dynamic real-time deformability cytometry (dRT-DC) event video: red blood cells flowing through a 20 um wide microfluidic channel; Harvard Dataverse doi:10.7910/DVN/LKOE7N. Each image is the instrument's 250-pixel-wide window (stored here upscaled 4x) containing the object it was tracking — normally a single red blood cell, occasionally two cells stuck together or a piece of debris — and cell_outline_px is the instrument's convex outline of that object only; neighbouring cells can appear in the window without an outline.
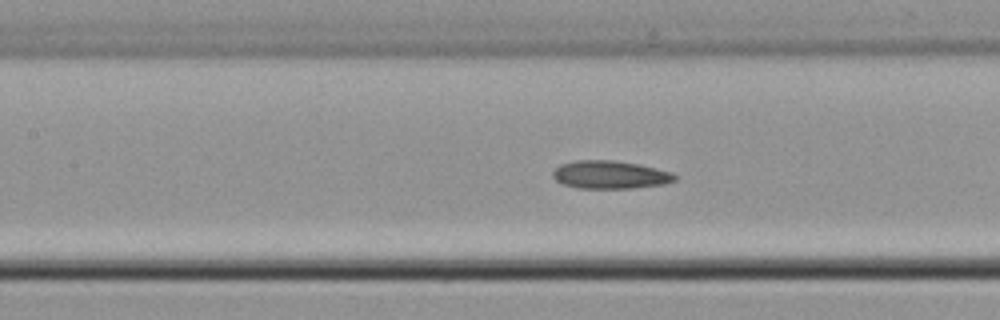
{"species": "common noctule bat (a hibernating species)", "species_latin": "Nyctalus noctula", "temperature_condition": "cold", "stored_images_in_passage": 10, "camera_frame_rate_fps": 3000, "um_per_image_px": 0.085, "animal": {"sex": "male", "body_mass_g": 21.5, "forearm_length_mm": 52.0}, "frame": {"image": 1, "passage_image": 9, "time_ms": 2.667, "image_size_px": [1000, 320], "cell_outline_px": [[676, 180], [664, 184], [632, 188], [576, 188], [564, 184], [556, 180], [552, 176], [552, 172], [560, 164], [576, 160], [612, 160], [636, 164], [656, 168], [672, 172], [676, 176]], "centroid_in_image_um": [51.84, 14.85], "position_along_channel_um": 155.6, "area_um2": 19.83}}